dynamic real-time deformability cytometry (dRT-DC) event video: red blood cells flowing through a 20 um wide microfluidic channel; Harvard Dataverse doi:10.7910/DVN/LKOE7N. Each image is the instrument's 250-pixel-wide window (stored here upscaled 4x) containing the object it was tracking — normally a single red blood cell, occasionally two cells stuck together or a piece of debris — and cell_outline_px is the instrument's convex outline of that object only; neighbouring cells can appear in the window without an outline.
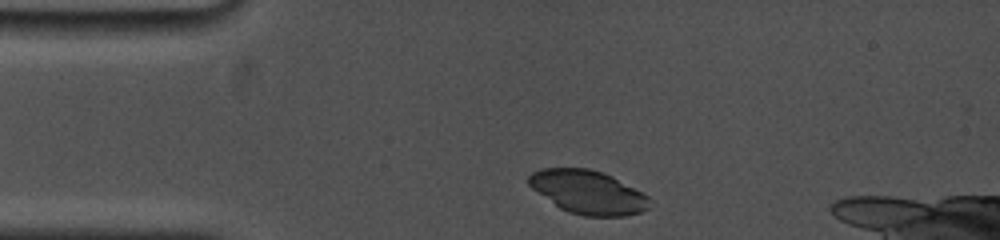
{"species": "common noctule bat (a hibernating species)", "species_latin": "Nyctalus noctula", "temperature_condition": "cold", "stored_images_in_passage": 3, "camera_frame_rate_fps": 5000, "um_per_image_px": 0.085, "animal": {"sex": "female", "body_mass_g": 19.0, "forearm_length_mm": 53.3}, "frame": {"image": 1, "passage_image": 1, "time_ms": 0.0, "image_size_px": [1000, 240], "cell_outline_px": [[652, 200], [648, 208], [640, 212], [624, 216], [584, 216], [568, 212], [560, 208], [532, 188], [528, 184], [528, 176], [532, 172], [540, 168], [588, 168], [604, 172], [612, 176], [648, 196]], "centroid_in_image_um": [49.98, 16.33], "position_along_channel_um": 35.0, "area_um2": 30.58}}